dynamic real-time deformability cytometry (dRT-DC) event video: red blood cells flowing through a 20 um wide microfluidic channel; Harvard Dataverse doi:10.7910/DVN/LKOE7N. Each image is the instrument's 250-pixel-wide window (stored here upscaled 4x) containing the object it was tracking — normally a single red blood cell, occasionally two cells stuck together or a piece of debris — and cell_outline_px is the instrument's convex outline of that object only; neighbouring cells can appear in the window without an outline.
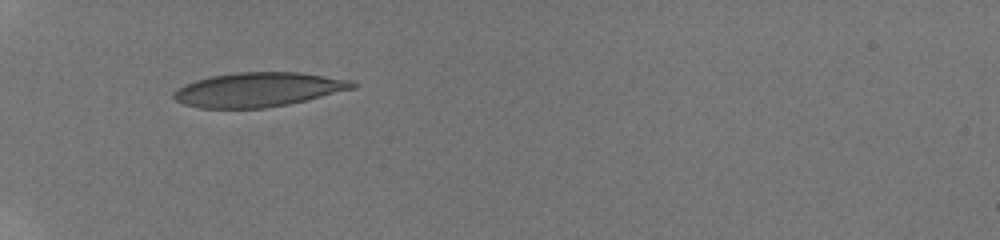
{"species": "human", "species_latin": "Homo sapiens", "temperature_condition": "room temperature", "stored_images_in_passage": 35, "camera_frame_rate_fps": 3000, "um_per_image_px": 0.085, "donor": {"sex": "male"}, "frame": {"image": 1, "passage_image": 1, "time_ms": 0.0, "image_size_px": [1000, 240], "cell_outline_px": [[356, 88], [288, 104], [264, 108], [200, 108], [184, 104], [176, 100], [172, 96], [172, 92], [176, 88], [184, 84], [196, 80], [212, 76], [236, 72], [300, 72], [352, 80], [356, 84]], "centroid_in_image_um": [21.93, 7.61], "position_along_channel_um": 63.1, "area_um2": 35.72}}
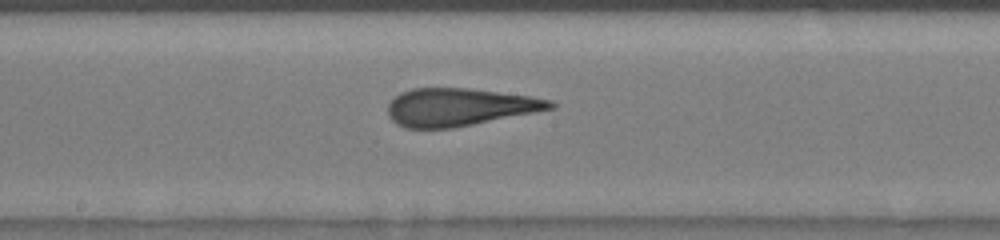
{"frame": {"image": 2, "passage_image": 17, "time_ms": 4.0, "image_size_px": [1000, 240], "cell_outline_px": [[556, 108], [452, 128], [404, 128], [396, 124], [388, 116], [388, 104], [400, 92], [412, 88], [464, 88], [528, 96], [552, 100], [556, 104]], "centroid_in_image_um": [39.01, 9.11], "position_along_channel_um": 209.2, "area_um2": 35.43}}
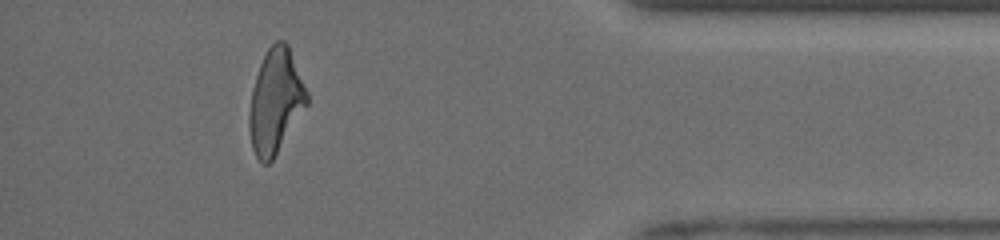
{"frame": {"image": 3, "passage_image": 33, "time_ms": 9.667, "image_size_px": [1000, 240], "cell_outline_px": [[308, 104], [272, 160], [268, 164], [264, 164], [256, 156], [252, 148], [248, 128], [248, 112], [252, 88], [260, 64], [268, 48], [276, 40], [284, 40], [288, 44], [308, 92]], "centroid_in_image_um": [23.41, 8.6], "position_along_channel_um": 411.8, "area_um2": 34.97}, "authors_computed_cell_mechanics": {"area_um2": 36.0094, "velocity_mm_per_s": 4.087, "shape_relaxation_time_tau1_ms": 4.8572, "shape_relaxation_time_tau2_ms": 1.0051, "deformation_change_tau1": 0.1905, "deformation_change_tau2": 0.1007}}